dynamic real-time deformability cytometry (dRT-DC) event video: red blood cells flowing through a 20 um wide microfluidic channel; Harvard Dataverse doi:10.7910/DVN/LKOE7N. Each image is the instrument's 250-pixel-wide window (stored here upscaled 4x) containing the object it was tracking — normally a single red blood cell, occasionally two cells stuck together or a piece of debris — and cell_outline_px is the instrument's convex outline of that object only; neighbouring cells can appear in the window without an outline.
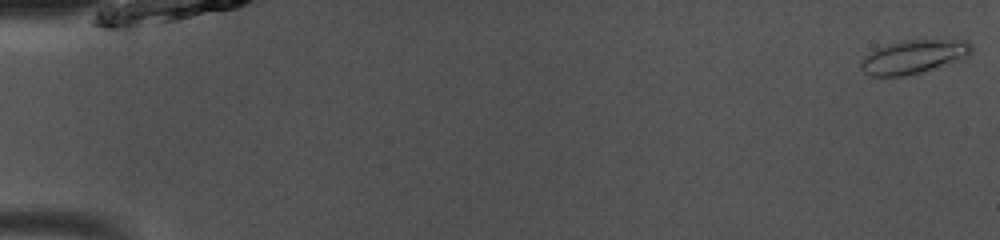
{"species": "common noctule bat (a hibernating species)", "species_latin": "Nyctalus noctula", "temperature_condition": "room temperature", "stored_images_in_passage": 50, "camera_frame_rate_fps": 3000, "um_per_image_px": 0.085, "animal": {"sex": "male", "body_mass_g": 13.0, "forearm_length_mm": 53.1}, "frame": {"image": 1, "passage_image": 1, "time_ms": 0.0, "image_size_px": [1000, 240], "cell_outline_px": [[972, 52], [968, 56], [960, 60], [920, 72], [904, 76], [872, 76], [864, 72], [860, 68], [860, 64], [876, 48], [888, 44], [904, 40], [968, 40], [972, 44]], "centroid_in_image_um": [77.71, 4.82], "position_along_channel_um": 7.3, "area_um2": 21.39}}
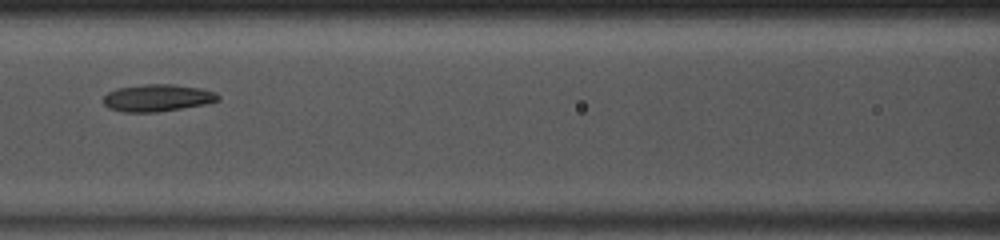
{"frame": {"image": 2, "passage_image": 23, "time_ms": 7.333, "image_size_px": [1000, 240], "cell_outline_px": [[220, 100], [204, 104], [156, 112], [124, 112], [108, 108], [104, 104], [104, 96], [108, 92], [116, 88], [144, 84], [172, 84], [200, 88], [216, 92], [220, 96]], "centroid_in_image_um": [13.37, 8.31], "position_along_channel_um": 153.2, "area_um2": 18.09}}
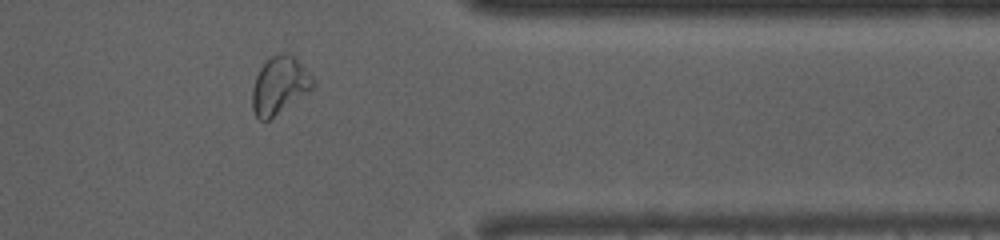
{"frame": {"image": 3, "passage_image": 41, "time_ms": 13.333, "image_size_px": [1000, 240], "cell_outline_px": [[316, 88], [268, 120], [260, 120], [256, 116], [252, 108], [252, 88], [256, 76], [260, 68], [272, 56], [280, 52], [288, 52], [296, 56], [312, 72], [316, 80]], "centroid_in_image_um": [23.84, 7.22], "position_along_channel_um": 387.6, "area_um2": 20.98}, "authors_computed_cell_mechanics": {"area_um2": 19.3919, "velocity_mm_per_s": 4.0713, "shape_relaxation_time_tau1_ms": null, "shape_relaxation_time_tau2_ms": 3.8825, "deformation_change_tau1": null, "deformation_change_tau2": 0.0936}}